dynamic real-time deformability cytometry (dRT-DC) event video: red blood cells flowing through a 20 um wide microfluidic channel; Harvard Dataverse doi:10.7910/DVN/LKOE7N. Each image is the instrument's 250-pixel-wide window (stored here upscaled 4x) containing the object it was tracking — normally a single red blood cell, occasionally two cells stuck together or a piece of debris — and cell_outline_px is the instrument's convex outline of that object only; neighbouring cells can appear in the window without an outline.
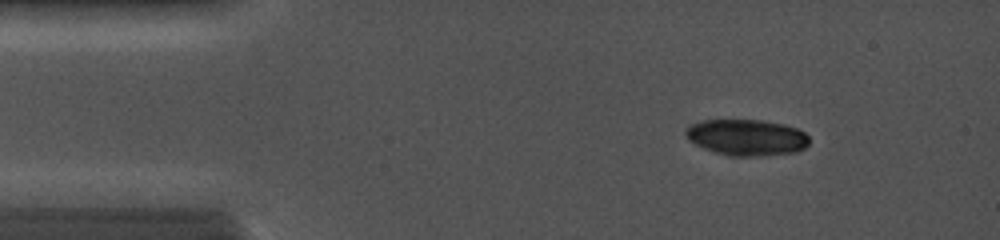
{"species": "common noctule bat (a hibernating species)", "species_latin": "Nyctalus noctula", "temperature_condition": "cold", "stored_images_in_passage": 12, "camera_frame_rate_fps": 5000, "um_per_image_px": 0.085, "animal": {"sex": "female", "body_mass_g": 19.0, "forearm_length_mm": 56.7}, "frame": {"image": 1, "passage_image": 6, "time_ms": 1.6, "image_size_px": [1000, 240], "cell_outline_px": [[808, 144], [804, 148], [796, 152], [756, 156], [728, 156], [704, 148], [688, 140], [684, 132], [692, 124], [700, 120], [760, 120], [784, 124], [796, 128], [804, 132], [808, 136]], "centroid_in_image_um": [63.46, 11.68], "position_along_channel_um": 21.5, "area_um2": 25.95}}